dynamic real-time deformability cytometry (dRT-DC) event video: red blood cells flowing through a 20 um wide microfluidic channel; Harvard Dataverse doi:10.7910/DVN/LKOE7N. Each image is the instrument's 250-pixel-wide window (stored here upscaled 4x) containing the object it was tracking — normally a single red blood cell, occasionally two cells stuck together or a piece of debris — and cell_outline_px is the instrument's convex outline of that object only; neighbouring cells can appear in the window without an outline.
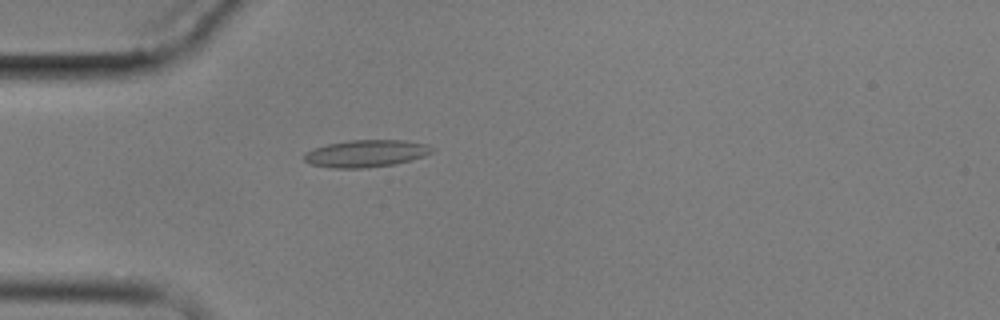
{"species": "common noctule bat (a hibernating species)", "species_latin": "Nyctalus noctula", "temperature_condition": "cold", "stored_images_in_passage": 2, "camera_frame_rate_fps": 3000, "um_per_image_px": 0.085, "animal": {"sex": "male", "body_mass_g": 17.9}, "frame": {"image": 1, "passage_image": 2, "time_ms": 1.0, "image_size_px": [1000, 320], "cell_outline_px": [[436, 148], [432, 152], [424, 156], [412, 160], [392, 164], [368, 168], [332, 168], [308, 164], [304, 160], [304, 152], [328, 144], [348, 140], [404, 140], [428, 144]], "centroid_in_image_um": [31.13, 13.04], "position_along_channel_um": 53.9, "area_um2": 20.4}}